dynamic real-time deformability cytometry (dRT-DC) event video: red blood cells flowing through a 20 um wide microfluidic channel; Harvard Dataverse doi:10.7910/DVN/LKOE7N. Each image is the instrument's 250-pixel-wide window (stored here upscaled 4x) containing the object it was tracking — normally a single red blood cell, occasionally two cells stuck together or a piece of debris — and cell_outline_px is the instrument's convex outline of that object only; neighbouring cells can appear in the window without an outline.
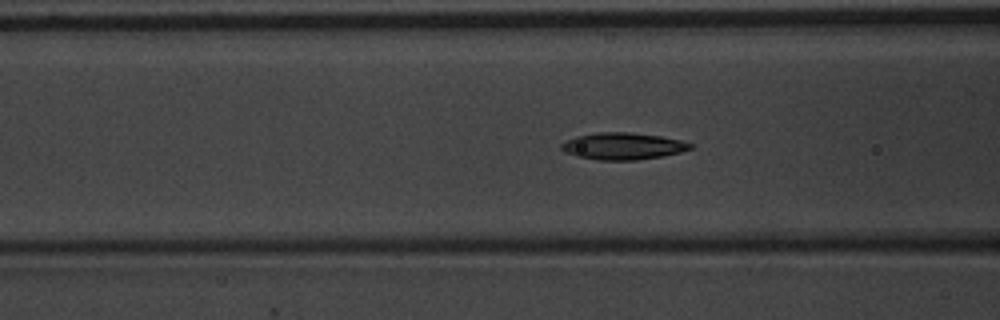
{"species": "common noctule bat (a hibernating species)", "species_latin": "Nyctalus noctula", "temperature_condition": "warm", "stored_images_in_passage": 55, "camera_frame_rate_fps": 3000, "um_per_image_px": 0.085, "animal": {"sex": "male", "body_mass_g": 20.1, "forearm_length_mm": 53.5}, "frame": {"image": 1, "passage_image": 22, "time_ms": 7.0, "image_size_px": [1000, 320], "cell_outline_px": [[692, 148], [680, 152], [664, 156], [636, 160], [600, 160], [576, 156], [564, 152], [560, 148], [560, 144], [576, 136], [600, 132], [628, 132], [660, 136], [680, 140], [692, 144]], "centroid_in_image_um": [52.93, 12.42], "position_along_channel_um": 113.7, "area_um2": 20.11}}
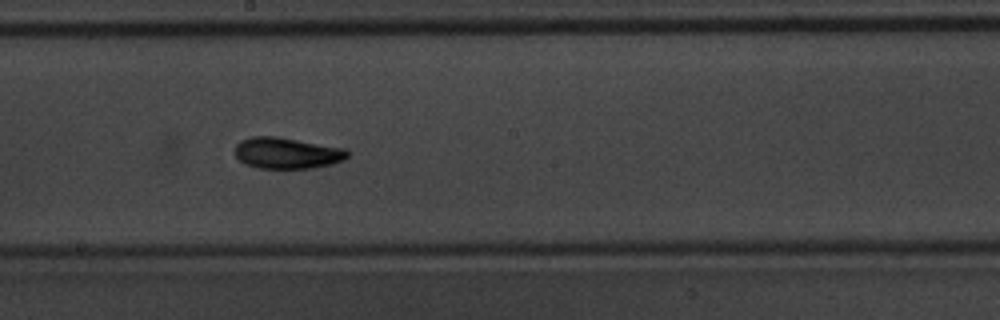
{"frame": {"image": 2, "passage_image": 31, "time_ms": 10.0, "image_size_px": [1000, 320], "cell_outline_px": [[348, 156], [344, 160], [332, 164], [312, 168], [256, 168], [244, 164], [236, 156], [236, 144], [240, 140], [252, 136], [276, 136], [344, 148], [348, 152]], "centroid_in_image_um": [24.37, 13.01], "position_along_channel_um": 223.8, "area_um2": 20.46}}
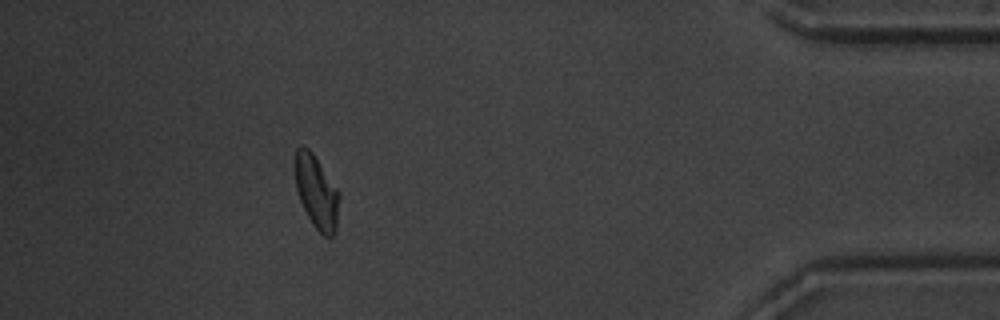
{"frame": {"image": 3, "passage_image": 50, "time_ms": 16.333, "image_size_px": [1000, 320], "cell_outline_px": [[340, 196], [336, 228], [332, 236], [324, 236], [312, 224], [300, 200], [296, 188], [292, 164], [296, 148], [300, 144], [308, 148], [312, 152], [340, 192]], "centroid_in_image_um": [26.86, 16.24], "position_along_channel_um": 408.3, "area_um2": 19.19}, "authors_computed_cell_mechanics": {"area_um2": 19.1896, "velocity_mm_per_s": 3.6795, "shape_relaxation_time_tau1_ms": 3.4298, "shape_relaxation_time_tau2_ms": 4.3392, "deformation_change_tau1": 0.1461, "deformation_change_tau2": 0.1083}}